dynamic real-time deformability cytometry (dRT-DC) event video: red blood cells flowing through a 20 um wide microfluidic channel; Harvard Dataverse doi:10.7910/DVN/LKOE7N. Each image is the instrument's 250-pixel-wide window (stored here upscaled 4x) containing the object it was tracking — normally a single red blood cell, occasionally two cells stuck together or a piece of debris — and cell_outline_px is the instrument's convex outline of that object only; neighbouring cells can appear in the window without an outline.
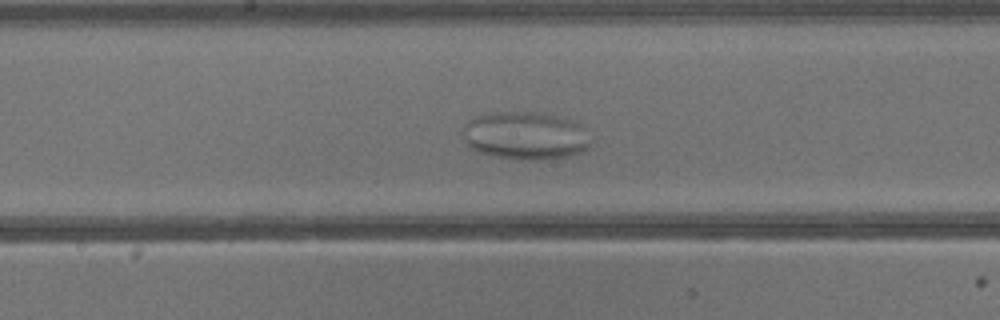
{"species": "common noctule bat (a hibernating species)", "species_latin": "Nyctalus noctula", "temperature_condition": "warm", "stored_images_in_passage": 36, "camera_frame_rate_fps": 3000, "um_per_image_px": 0.085, "animal": {"sex": "male", "body_mass_g": 13.3}, "frame": {"image": 1, "passage_image": 16, "time_ms": 5.0, "image_size_px": [1000, 320], "cell_outline_px": [[588, 148], [580, 152], [564, 156], [532, 160], [520, 160], [496, 156], [480, 152], [472, 148], [468, 144], [464, 132], [464, 124], [472, 116], [488, 112], [544, 112], [564, 116], [580, 124], [584, 128], [588, 144]], "centroid_in_image_um": [44.63, 11.49], "position_along_channel_um": 203.6, "area_um2": 35.6}}
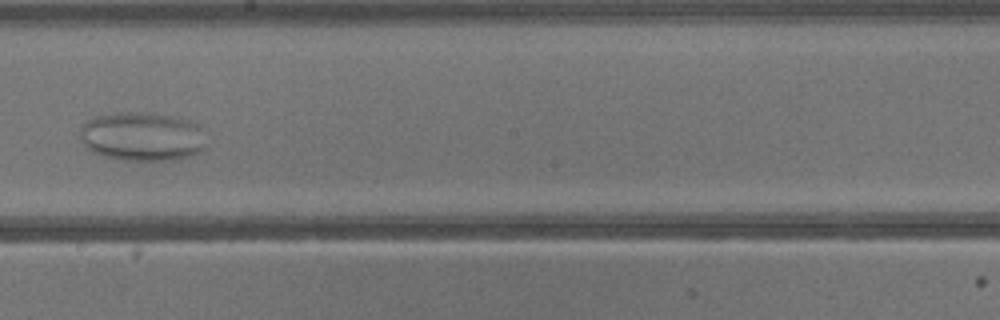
{"frame": {"image": 2, "passage_image": 18, "time_ms": 5.667, "image_size_px": [1000, 320], "cell_outline_px": [[204, 148], [200, 152], [192, 156], [172, 160], [124, 160], [100, 156], [92, 152], [84, 144], [80, 136], [80, 128], [84, 120], [92, 116], [112, 112], [156, 112], [188, 120], [196, 124], [200, 128], [204, 144]], "centroid_in_image_um": [12.02, 11.59], "position_along_channel_um": 236.2, "area_um2": 36.53}}
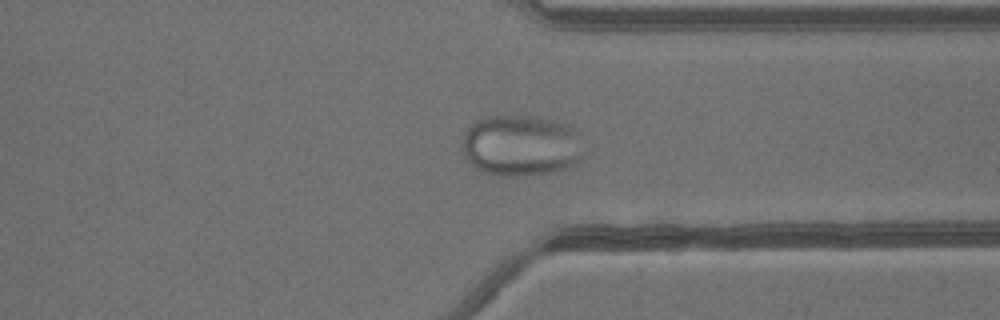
{"frame": {"image": 3, "passage_image": 26, "time_ms": 8.333, "image_size_px": [1000, 320], "cell_outline_px": [[580, 156], [576, 164], [552, 172], [516, 176], [500, 176], [480, 172], [468, 160], [464, 152], [464, 132], [476, 120], [484, 116], [520, 116], [552, 120], [572, 124], [576, 132]], "centroid_in_image_um": [44.23, 12.37], "position_along_channel_um": 367.2, "area_um2": 42.71}}